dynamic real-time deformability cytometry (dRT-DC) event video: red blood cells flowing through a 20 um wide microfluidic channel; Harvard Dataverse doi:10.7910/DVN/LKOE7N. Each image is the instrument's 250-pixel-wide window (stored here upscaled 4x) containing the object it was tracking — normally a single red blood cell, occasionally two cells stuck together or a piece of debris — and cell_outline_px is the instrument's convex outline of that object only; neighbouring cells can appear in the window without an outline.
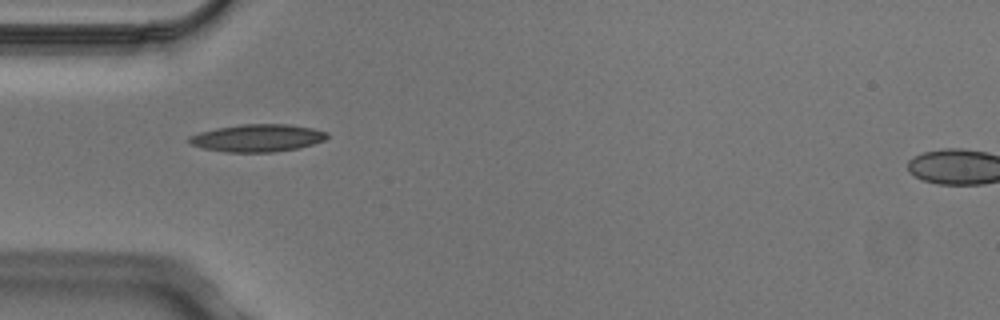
{"species": "Egyptian fruit bat (a non-hibernating species)", "species_latin": "Rousettus aegyptiacus", "temperature_condition": "cold", "stored_images_in_passage": 5, "camera_frame_rate_fps": 3000, "um_per_image_px": 0.085, "animal": {"sex": "male"}, "frame": {"image": 1, "passage_image": 1, "time_ms": 0.0, "image_size_px": [1000, 320], "cell_outline_px": [[328, 136], [324, 140], [312, 144], [296, 148], [272, 152], [224, 152], [204, 148], [192, 144], [188, 140], [188, 136], [200, 132], [216, 128], [244, 124], [288, 124], [312, 128], [328, 132]], "centroid_in_image_um": [21.88, 11.72], "position_along_channel_um": 63.1, "area_um2": 21.91}}
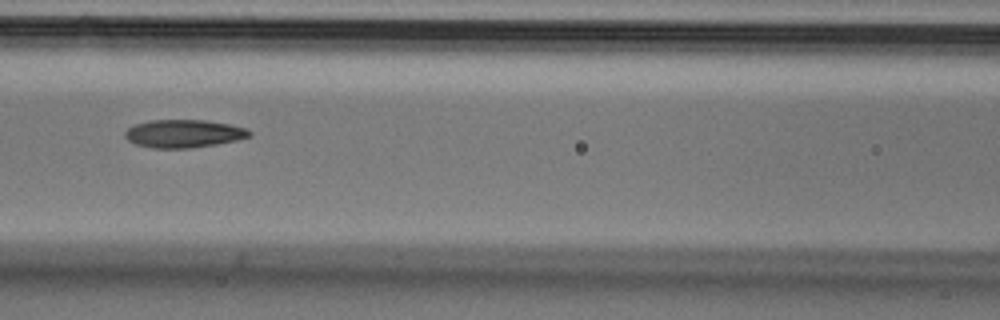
{"frame": {"image": 2, "passage_image": 3, "time_ms": 0.667, "image_size_px": [1000, 320], "cell_outline_px": [[252, 136], [236, 140], [216, 144], [192, 148], [152, 148], [136, 144], [128, 140], [124, 136], [124, 132], [128, 128], [136, 124], [148, 120], [204, 120], [228, 124], [248, 128], [252, 132]], "centroid_in_image_um": [15.62, 11.35], "position_along_channel_um": 151.0, "area_um2": 20.35}}
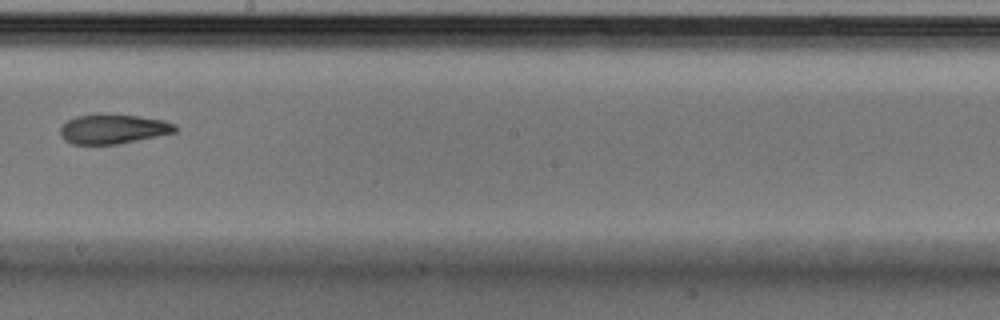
{"frame": {"image": 3, "passage_image": 5, "time_ms": 1.333, "image_size_px": [1000, 320], "cell_outline_px": [[176, 132], [116, 144], [72, 144], [64, 140], [60, 132], [60, 128], [68, 120], [76, 116], [96, 112], [100, 112], [140, 116], [164, 120], [176, 124]], "centroid_in_image_um": [9.59, 10.93], "position_along_channel_um": 238.6, "area_um2": 20.06}}